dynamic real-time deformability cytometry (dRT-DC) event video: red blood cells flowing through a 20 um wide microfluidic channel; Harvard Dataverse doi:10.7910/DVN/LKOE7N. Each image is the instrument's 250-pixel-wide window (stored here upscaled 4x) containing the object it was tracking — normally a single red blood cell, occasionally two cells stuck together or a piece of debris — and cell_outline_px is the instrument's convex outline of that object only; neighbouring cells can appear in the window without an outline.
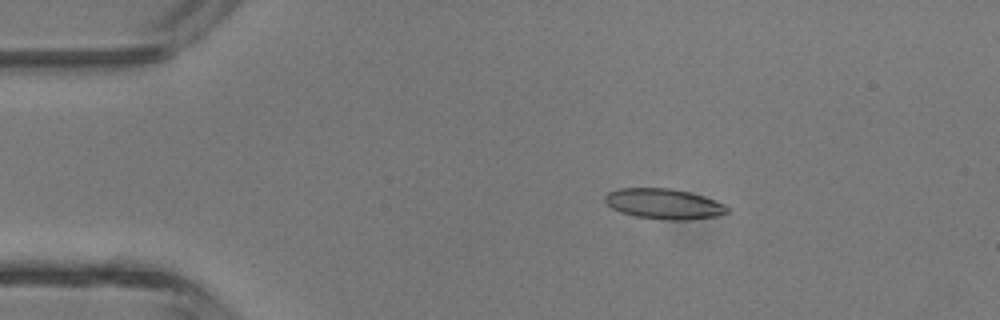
{"species": "common noctule bat (a hibernating species)", "species_latin": "Nyctalus noctula", "temperature_condition": "room temperature", "stored_images_in_passage": 4, "camera_frame_rate_fps": 3000, "um_per_image_px": 0.085, "animal": {"sex": "male", "body_mass_g": 13.3}, "frame": {"image": 1, "passage_image": 2, "time_ms": 2.0, "image_size_px": [1000, 320], "cell_outline_px": [[728, 212], [716, 216], [684, 220], [668, 220], [636, 216], [620, 212], [612, 208], [604, 200], [604, 196], [608, 192], [620, 188], [672, 188], [692, 192], [724, 204], [728, 208]], "centroid_in_image_um": [56.41, 17.32], "position_along_channel_um": 28.6, "area_um2": 21.56}}
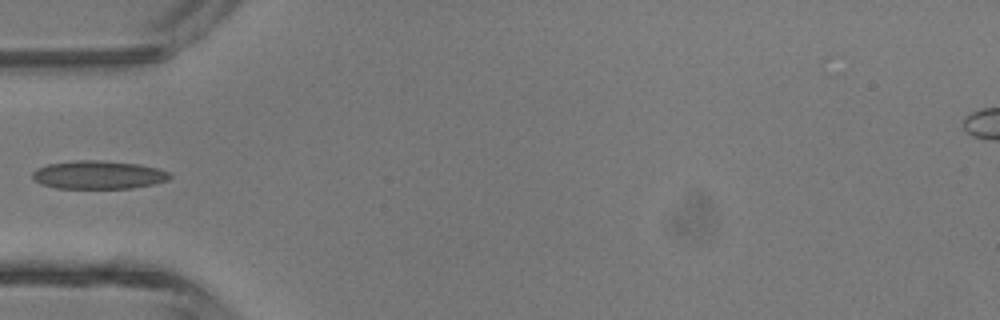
{"frame": {"image": 2, "passage_image": 4, "time_ms": 4.333, "image_size_px": [1000, 320], "cell_outline_px": [[172, 176], [168, 180], [152, 184], [132, 188], [56, 188], [40, 184], [32, 176], [32, 172], [36, 168], [48, 164], [76, 160], [100, 160], [140, 164], [156, 168], [168, 172]], "centroid_in_image_um": [8.34, 14.86], "position_along_channel_um": 76.7, "area_um2": 22.6}}